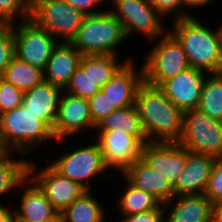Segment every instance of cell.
I'll return each instance as SVG.
<instances>
[{
  "mask_svg": "<svg viewBox=\"0 0 222 222\" xmlns=\"http://www.w3.org/2000/svg\"><path fill=\"white\" fill-rule=\"evenodd\" d=\"M178 143L190 152L218 156L222 154V121L197 108L185 111Z\"/></svg>",
  "mask_w": 222,
  "mask_h": 222,
  "instance_id": "cell-7",
  "label": "cell"
},
{
  "mask_svg": "<svg viewBox=\"0 0 222 222\" xmlns=\"http://www.w3.org/2000/svg\"><path fill=\"white\" fill-rule=\"evenodd\" d=\"M3 79V73L0 71V81Z\"/></svg>",
  "mask_w": 222,
  "mask_h": 222,
  "instance_id": "cell-44",
  "label": "cell"
},
{
  "mask_svg": "<svg viewBox=\"0 0 222 222\" xmlns=\"http://www.w3.org/2000/svg\"><path fill=\"white\" fill-rule=\"evenodd\" d=\"M147 55L142 65L144 81L153 86L160 87L190 67L182 45L169 31Z\"/></svg>",
  "mask_w": 222,
  "mask_h": 222,
  "instance_id": "cell-6",
  "label": "cell"
},
{
  "mask_svg": "<svg viewBox=\"0 0 222 222\" xmlns=\"http://www.w3.org/2000/svg\"><path fill=\"white\" fill-rule=\"evenodd\" d=\"M133 63V59L128 61L101 88L116 109L134 105L138 87L144 81L143 66L137 71Z\"/></svg>",
  "mask_w": 222,
  "mask_h": 222,
  "instance_id": "cell-18",
  "label": "cell"
},
{
  "mask_svg": "<svg viewBox=\"0 0 222 222\" xmlns=\"http://www.w3.org/2000/svg\"><path fill=\"white\" fill-rule=\"evenodd\" d=\"M214 166V157L187 150L184 168L174 183L175 196L203 194Z\"/></svg>",
  "mask_w": 222,
  "mask_h": 222,
  "instance_id": "cell-17",
  "label": "cell"
},
{
  "mask_svg": "<svg viewBox=\"0 0 222 222\" xmlns=\"http://www.w3.org/2000/svg\"><path fill=\"white\" fill-rule=\"evenodd\" d=\"M127 39L122 23L109 11L88 15L70 43L82 55H117Z\"/></svg>",
  "mask_w": 222,
  "mask_h": 222,
  "instance_id": "cell-4",
  "label": "cell"
},
{
  "mask_svg": "<svg viewBox=\"0 0 222 222\" xmlns=\"http://www.w3.org/2000/svg\"><path fill=\"white\" fill-rule=\"evenodd\" d=\"M134 106L148 142H178L182 136L183 114L159 86L145 81L138 87Z\"/></svg>",
  "mask_w": 222,
  "mask_h": 222,
  "instance_id": "cell-1",
  "label": "cell"
},
{
  "mask_svg": "<svg viewBox=\"0 0 222 222\" xmlns=\"http://www.w3.org/2000/svg\"><path fill=\"white\" fill-rule=\"evenodd\" d=\"M81 58L82 54L70 42H59L43 70L44 80L64 90Z\"/></svg>",
  "mask_w": 222,
  "mask_h": 222,
  "instance_id": "cell-20",
  "label": "cell"
},
{
  "mask_svg": "<svg viewBox=\"0 0 222 222\" xmlns=\"http://www.w3.org/2000/svg\"><path fill=\"white\" fill-rule=\"evenodd\" d=\"M33 164L30 161L28 163V177L40 187L57 211L62 212L87 191L79 183L62 176L51 165H46L37 174V168Z\"/></svg>",
  "mask_w": 222,
  "mask_h": 222,
  "instance_id": "cell-11",
  "label": "cell"
},
{
  "mask_svg": "<svg viewBox=\"0 0 222 222\" xmlns=\"http://www.w3.org/2000/svg\"><path fill=\"white\" fill-rule=\"evenodd\" d=\"M42 222H64L63 214L60 211H57L53 216L48 219H45Z\"/></svg>",
  "mask_w": 222,
  "mask_h": 222,
  "instance_id": "cell-42",
  "label": "cell"
},
{
  "mask_svg": "<svg viewBox=\"0 0 222 222\" xmlns=\"http://www.w3.org/2000/svg\"><path fill=\"white\" fill-rule=\"evenodd\" d=\"M47 139H55L52 129L22 106L0 114V150L28 154Z\"/></svg>",
  "mask_w": 222,
  "mask_h": 222,
  "instance_id": "cell-3",
  "label": "cell"
},
{
  "mask_svg": "<svg viewBox=\"0 0 222 222\" xmlns=\"http://www.w3.org/2000/svg\"><path fill=\"white\" fill-rule=\"evenodd\" d=\"M100 90L101 87L93 80L89 73V55H82L80 64L64 91L84 99H89Z\"/></svg>",
  "mask_w": 222,
  "mask_h": 222,
  "instance_id": "cell-29",
  "label": "cell"
},
{
  "mask_svg": "<svg viewBox=\"0 0 222 222\" xmlns=\"http://www.w3.org/2000/svg\"><path fill=\"white\" fill-rule=\"evenodd\" d=\"M92 121L97 125L102 119L116 110L114 104L101 90L88 99Z\"/></svg>",
  "mask_w": 222,
  "mask_h": 222,
  "instance_id": "cell-35",
  "label": "cell"
},
{
  "mask_svg": "<svg viewBox=\"0 0 222 222\" xmlns=\"http://www.w3.org/2000/svg\"><path fill=\"white\" fill-rule=\"evenodd\" d=\"M94 143L75 150L59 157V160L54 159L49 163L62 176L79 183L86 190H90L89 180L100 175L106 167L103 154L98 142L94 139ZM53 162V163H52Z\"/></svg>",
  "mask_w": 222,
  "mask_h": 222,
  "instance_id": "cell-9",
  "label": "cell"
},
{
  "mask_svg": "<svg viewBox=\"0 0 222 222\" xmlns=\"http://www.w3.org/2000/svg\"><path fill=\"white\" fill-rule=\"evenodd\" d=\"M72 8H75L86 16L103 12L102 10H96L100 2L104 0H64ZM96 8V9H94Z\"/></svg>",
  "mask_w": 222,
  "mask_h": 222,
  "instance_id": "cell-38",
  "label": "cell"
},
{
  "mask_svg": "<svg viewBox=\"0 0 222 222\" xmlns=\"http://www.w3.org/2000/svg\"><path fill=\"white\" fill-rule=\"evenodd\" d=\"M13 211L0 204V222H12Z\"/></svg>",
  "mask_w": 222,
  "mask_h": 222,
  "instance_id": "cell-40",
  "label": "cell"
},
{
  "mask_svg": "<svg viewBox=\"0 0 222 222\" xmlns=\"http://www.w3.org/2000/svg\"><path fill=\"white\" fill-rule=\"evenodd\" d=\"M141 158L174 184L187 160V149L178 142H148L143 146Z\"/></svg>",
  "mask_w": 222,
  "mask_h": 222,
  "instance_id": "cell-15",
  "label": "cell"
},
{
  "mask_svg": "<svg viewBox=\"0 0 222 222\" xmlns=\"http://www.w3.org/2000/svg\"><path fill=\"white\" fill-rule=\"evenodd\" d=\"M3 79L26 92L44 80V73L40 68L14 56L3 72Z\"/></svg>",
  "mask_w": 222,
  "mask_h": 222,
  "instance_id": "cell-26",
  "label": "cell"
},
{
  "mask_svg": "<svg viewBox=\"0 0 222 222\" xmlns=\"http://www.w3.org/2000/svg\"><path fill=\"white\" fill-rule=\"evenodd\" d=\"M85 17L64 0H31L30 19L62 42L72 40Z\"/></svg>",
  "mask_w": 222,
  "mask_h": 222,
  "instance_id": "cell-5",
  "label": "cell"
},
{
  "mask_svg": "<svg viewBox=\"0 0 222 222\" xmlns=\"http://www.w3.org/2000/svg\"><path fill=\"white\" fill-rule=\"evenodd\" d=\"M14 153V151L0 150V196L20 185L24 187L28 182L29 160L25 158L15 160Z\"/></svg>",
  "mask_w": 222,
  "mask_h": 222,
  "instance_id": "cell-24",
  "label": "cell"
},
{
  "mask_svg": "<svg viewBox=\"0 0 222 222\" xmlns=\"http://www.w3.org/2000/svg\"><path fill=\"white\" fill-rule=\"evenodd\" d=\"M197 109L222 121V72L207 74Z\"/></svg>",
  "mask_w": 222,
  "mask_h": 222,
  "instance_id": "cell-27",
  "label": "cell"
},
{
  "mask_svg": "<svg viewBox=\"0 0 222 222\" xmlns=\"http://www.w3.org/2000/svg\"><path fill=\"white\" fill-rule=\"evenodd\" d=\"M166 215L163 204H161L157 209L151 211L124 216L120 222H165Z\"/></svg>",
  "mask_w": 222,
  "mask_h": 222,
  "instance_id": "cell-37",
  "label": "cell"
},
{
  "mask_svg": "<svg viewBox=\"0 0 222 222\" xmlns=\"http://www.w3.org/2000/svg\"><path fill=\"white\" fill-rule=\"evenodd\" d=\"M122 174L131 185L150 193L161 204L175 197L173 182L167 176L153 170L141 157Z\"/></svg>",
  "mask_w": 222,
  "mask_h": 222,
  "instance_id": "cell-16",
  "label": "cell"
},
{
  "mask_svg": "<svg viewBox=\"0 0 222 222\" xmlns=\"http://www.w3.org/2000/svg\"><path fill=\"white\" fill-rule=\"evenodd\" d=\"M212 222H222V201L212 205Z\"/></svg>",
  "mask_w": 222,
  "mask_h": 222,
  "instance_id": "cell-39",
  "label": "cell"
},
{
  "mask_svg": "<svg viewBox=\"0 0 222 222\" xmlns=\"http://www.w3.org/2000/svg\"><path fill=\"white\" fill-rule=\"evenodd\" d=\"M212 203L222 201V154L214 157V166L203 193Z\"/></svg>",
  "mask_w": 222,
  "mask_h": 222,
  "instance_id": "cell-33",
  "label": "cell"
},
{
  "mask_svg": "<svg viewBox=\"0 0 222 222\" xmlns=\"http://www.w3.org/2000/svg\"><path fill=\"white\" fill-rule=\"evenodd\" d=\"M183 6H189V7H201L206 6V4L211 3L213 0H182Z\"/></svg>",
  "mask_w": 222,
  "mask_h": 222,
  "instance_id": "cell-41",
  "label": "cell"
},
{
  "mask_svg": "<svg viewBox=\"0 0 222 222\" xmlns=\"http://www.w3.org/2000/svg\"><path fill=\"white\" fill-rule=\"evenodd\" d=\"M62 92L61 87L43 80L32 89L24 92L21 106L53 129Z\"/></svg>",
  "mask_w": 222,
  "mask_h": 222,
  "instance_id": "cell-19",
  "label": "cell"
},
{
  "mask_svg": "<svg viewBox=\"0 0 222 222\" xmlns=\"http://www.w3.org/2000/svg\"><path fill=\"white\" fill-rule=\"evenodd\" d=\"M96 136L108 169L117 168L123 173L141 157L143 145L124 131L99 130Z\"/></svg>",
  "mask_w": 222,
  "mask_h": 222,
  "instance_id": "cell-12",
  "label": "cell"
},
{
  "mask_svg": "<svg viewBox=\"0 0 222 222\" xmlns=\"http://www.w3.org/2000/svg\"><path fill=\"white\" fill-rule=\"evenodd\" d=\"M125 185L126 190L123 191L121 197L118 200L119 211L124 216L151 211L157 209L161 203L150 193L144 192L133 185L128 181Z\"/></svg>",
  "mask_w": 222,
  "mask_h": 222,
  "instance_id": "cell-28",
  "label": "cell"
},
{
  "mask_svg": "<svg viewBox=\"0 0 222 222\" xmlns=\"http://www.w3.org/2000/svg\"><path fill=\"white\" fill-rule=\"evenodd\" d=\"M90 192L85 191L62 211L64 222H105V208Z\"/></svg>",
  "mask_w": 222,
  "mask_h": 222,
  "instance_id": "cell-25",
  "label": "cell"
},
{
  "mask_svg": "<svg viewBox=\"0 0 222 222\" xmlns=\"http://www.w3.org/2000/svg\"><path fill=\"white\" fill-rule=\"evenodd\" d=\"M96 129L90 114L88 99L69 94L63 90L58 107V115L54 128V138L65 139L73 136L81 130Z\"/></svg>",
  "mask_w": 222,
  "mask_h": 222,
  "instance_id": "cell-13",
  "label": "cell"
},
{
  "mask_svg": "<svg viewBox=\"0 0 222 222\" xmlns=\"http://www.w3.org/2000/svg\"><path fill=\"white\" fill-rule=\"evenodd\" d=\"M174 199L175 205L171 206ZM212 205L204 194L175 196L163 204L165 213L170 210L165 222H212Z\"/></svg>",
  "mask_w": 222,
  "mask_h": 222,
  "instance_id": "cell-21",
  "label": "cell"
},
{
  "mask_svg": "<svg viewBox=\"0 0 222 222\" xmlns=\"http://www.w3.org/2000/svg\"><path fill=\"white\" fill-rule=\"evenodd\" d=\"M24 92L5 79L0 81V114L20 107Z\"/></svg>",
  "mask_w": 222,
  "mask_h": 222,
  "instance_id": "cell-32",
  "label": "cell"
},
{
  "mask_svg": "<svg viewBox=\"0 0 222 222\" xmlns=\"http://www.w3.org/2000/svg\"><path fill=\"white\" fill-rule=\"evenodd\" d=\"M131 58L119 63L117 55H89V73L102 88Z\"/></svg>",
  "mask_w": 222,
  "mask_h": 222,
  "instance_id": "cell-30",
  "label": "cell"
},
{
  "mask_svg": "<svg viewBox=\"0 0 222 222\" xmlns=\"http://www.w3.org/2000/svg\"><path fill=\"white\" fill-rule=\"evenodd\" d=\"M13 34L15 56L44 70L59 40L31 19L15 23Z\"/></svg>",
  "mask_w": 222,
  "mask_h": 222,
  "instance_id": "cell-8",
  "label": "cell"
},
{
  "mask_svg": "<svg viewBox=\"0 0 222 222\" xmlns=\"http://www.w3.org/2000/svg\"><path fill=\"white\" fill-rule=\"evenodd\" d=\"M219 32H220V35H221V41H222V24H220Z\"/></svg>",
  "mask_w": 222,
  "mask_h": 222,
  "instance_id": "cell-43",
  "label": "cell"
},
{
  "mask_svg": "<svg viewBox=\"0 0 222 222\" xmlns=\"http://www.w3.org/2000/svg\"><path fill=\"white\" fill-rule=\"evenodd\" d=\"M14 56L13 25H0V71L2 73Z\"/></svg>",
  "mask_w": 222,
  "mask_h": 222,
  "instance_id": "cell-34",
  "label": "cell"
},
{
  "mask_svg": "<svg viewBox=\"0 0 222 222\" xmlns=\"http://www.w3.org/2000/svg\"><path fill=\"white\" fill-rule=\"evenodd\" d=\"M169 32L182 45L190 67L206 73L222 72V41L219 28L212 30L194 16L173 21Z\"/></svg>",
  "mask_w": 222,
  "mask_h": 222,
  "instance_id": "cell-2",
  "label": "cell"
},
{
  "mask_svg": "<svg viewBox=\"0 0 222 222\" xmlns=\"http://www.w3.org/2000/svg\"><path fill=\"white\" fill-rule=\"evenodd\" d=\"M28 182L19 209L13 210L14 222H42L57 212L40 187L29 177Z\"/></svg>",
  "mask_w": 222,
  "mask_h": 222,
  "instance_id": "cell-22",
  "label": "cell"
},
{
  "mask_svg": "<svg viewBox=\"0 0 222 222\" xmlns=\"http://www.w3.org/2000/svg\"><path fill=\"white\" fill-rule=\"evenodd\" d=\"M30 4L31 0H0V25H14L17 16L30 19Z\"/></svg>",
  "mask_w": 222,
  "mask_h": 222,
  "instance_id": "cell-31",
  "label": "cell"
},
{
  "mask_svg": "<svg viewBox=\"0 0 222 222\" xmlns=\"http://www.w3.org/2000/svg\"><path fill=\"white\" fill-rule=\"evenodd\" d=\"M97 130H118L134 136L143 146L148 143L143 130L140 116L134 105L119 108L102 119L97 125Z\"/></svg>",
  "mask_w": 222,
  "mask_h": 222,
  "instance_id": "cell-23",
  "label": "cell"
},
{
  "mask_svg": "<svg viewBox=\"0 0 222 222\" xmlns=\"http://www.w3.org/2000/svg\"><path fill=\"white\" fill-rule=\"evenodd\" d=\"M149 3L162 17L173 15V21L193 16L187 11L188 9L184 8L182 0H149Z\"/></svg>",
  "mask_w": 222,
  "mask_h": 222,
  "instance_id": "cell-36",
  "label": "cell"
},
{
  "mask_svg": "<svg viewBox=\"0 0 222 222\" xmlns=\"http://www.w3.org/2000/svg\"><path fill=\"white\" fill-rule=\"evenodd\" d=\"M111 1L116 8L109 11L122 23L127 38L135 31L149 40L161 35L163 37L167 33L164 30L165 25L161 22L162 15L155 10L149 0Z\"/></svg>",
  "mask_w": 222,
  "mask_h": 222,
  "instance_id": "cell-10",
  "label": "cell"
},
{
  "mask_svg": "<svg viewBox=\"0 0 222 222\" xmlns=\"http://www.w3.org/2000/svg\"><path fill=\"white\" fill-rule=\"evenodd\" d=\"M207 74L192 67L166 80L160 88L166 97L183 112L198 108Z\"/></svg>",
  "mask_w": 222,
  "mask_h": 222,
  "instance_id": "cell-14",
  "label": "cell"
}]
</instances>
